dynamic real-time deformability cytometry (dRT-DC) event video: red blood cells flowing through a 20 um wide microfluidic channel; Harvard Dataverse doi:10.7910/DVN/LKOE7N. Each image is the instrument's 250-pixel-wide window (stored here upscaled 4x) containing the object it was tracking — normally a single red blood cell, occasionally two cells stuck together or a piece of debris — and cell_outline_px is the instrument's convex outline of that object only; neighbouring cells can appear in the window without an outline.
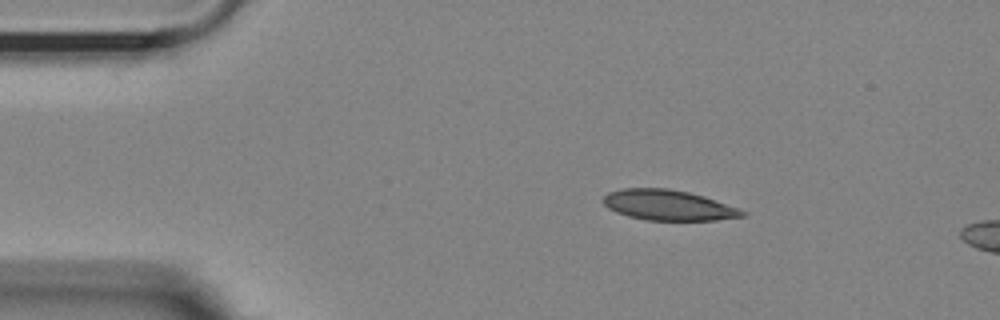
{"species": "Egyptian fruit bat (a non-hibernating species)", "species_latin": "Rousettus aegyptiacus", "temperature_condition": "room temperature", "stored_images_in_passage": 6, "camera_frame_rate_fps": 3000, "um_per_image_px": 0.085, "animal": {"sex": "female"}, "frame": {"image": 1, "passage_image": 1, "time_ms": 0.0, "image_size_px": [1000, 320], "cell_outline_px": [[748, 216], [716, 220], [644, 220], [628, 216], [616, 212], [608, 208], [600, 200], [608, 192], [624, 188], [668, 188], [688, 192], [704, 196], [740, 208], [748, 212]], "centroid_in_image_um": [56.83, 17.44], "position_along_channel_um": 28.2, "area_um2": 24.91}}